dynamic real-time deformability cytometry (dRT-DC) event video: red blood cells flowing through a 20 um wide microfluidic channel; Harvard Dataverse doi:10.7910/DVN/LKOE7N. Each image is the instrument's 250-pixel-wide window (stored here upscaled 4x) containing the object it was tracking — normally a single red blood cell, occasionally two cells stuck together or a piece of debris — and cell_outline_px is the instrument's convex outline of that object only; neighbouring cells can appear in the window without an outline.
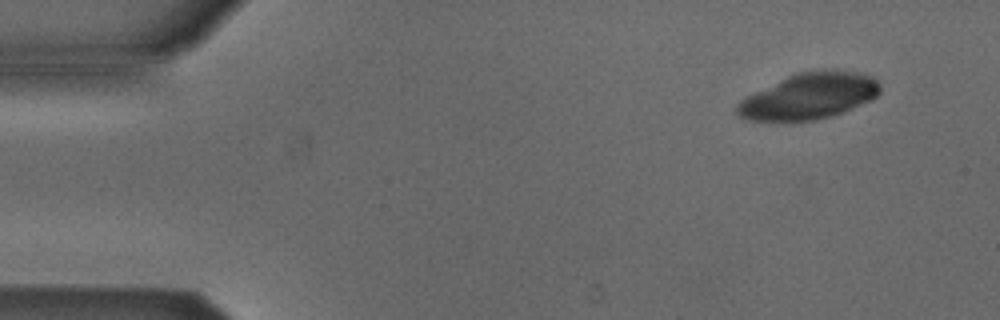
{"species": "Egyptian fruit bat (a non-hibernating species)", "species_latin": "Rousettus aegyptiacus", "temperature_condition": "cold", "stored_images_in_passage": 4, "camera_frame_rate_fps": 3000, "um_per_image_px": 0.085, "animal": {"sex": "male"}, "frame": {"image": 1, "passage_image": 1, "time_ms": 0.0, "image_size_px": [1000, 320], "cell_outline_px": [[880, 92], [872, 100], [844, 112], [832, 116], [816, 120], [748, 120], [740, 116], [736, 112], [736, 104], [740, 100], [796, 72], [820, 68], [836, 68], [864, 72], [872, 76], [880, 84]], "centroid_in_image_um": [68.87, 8.13], "position_along_channel_um": 16.1, "area_um2": 38.78}}